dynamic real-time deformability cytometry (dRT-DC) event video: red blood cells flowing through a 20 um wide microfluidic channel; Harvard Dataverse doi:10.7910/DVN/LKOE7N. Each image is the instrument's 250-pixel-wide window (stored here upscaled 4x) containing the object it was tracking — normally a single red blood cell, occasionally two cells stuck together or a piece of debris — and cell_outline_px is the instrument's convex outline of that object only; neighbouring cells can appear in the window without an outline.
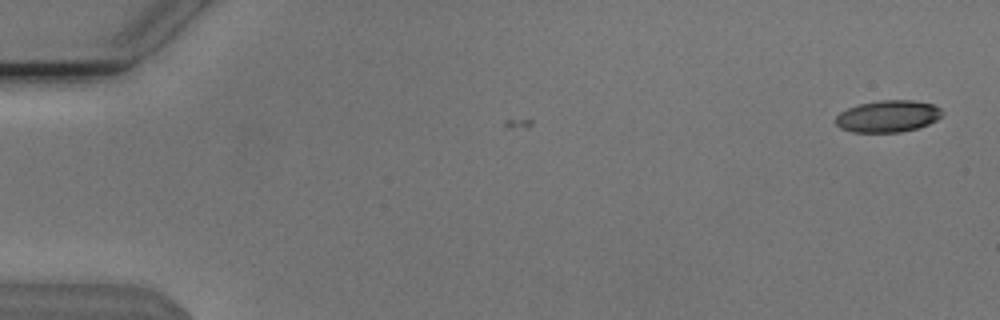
{"species": "Egyptian fruit bat (a non-hibernating species)", "species_latin": "Rousettus aegyptiacus", "temperature_condition": "cold", "stored_images_in_passage": 7, "camera_frame_rate_fps": 3000, "um_per_image_px": 0.085, "animal": {"sex": "male"}, "frame": {"image": 1, "passage_image": 7, "time_ms": 2.0, "image_size_px": [1000, 320], "cell_outline_px": [[940, 116], [936, 120], [920, 128], [900, 132], [852, 132], [840, 128], [836, 124], [836, 116], [840, 112], [848, 108], [860, 104], [880, 100], [912, 100], [932, 104], [940, 108]], "centroid_in_image_um": [75.45, 9.89], "position_along_channel_um": 9.6, "area_um2": 19.65}}